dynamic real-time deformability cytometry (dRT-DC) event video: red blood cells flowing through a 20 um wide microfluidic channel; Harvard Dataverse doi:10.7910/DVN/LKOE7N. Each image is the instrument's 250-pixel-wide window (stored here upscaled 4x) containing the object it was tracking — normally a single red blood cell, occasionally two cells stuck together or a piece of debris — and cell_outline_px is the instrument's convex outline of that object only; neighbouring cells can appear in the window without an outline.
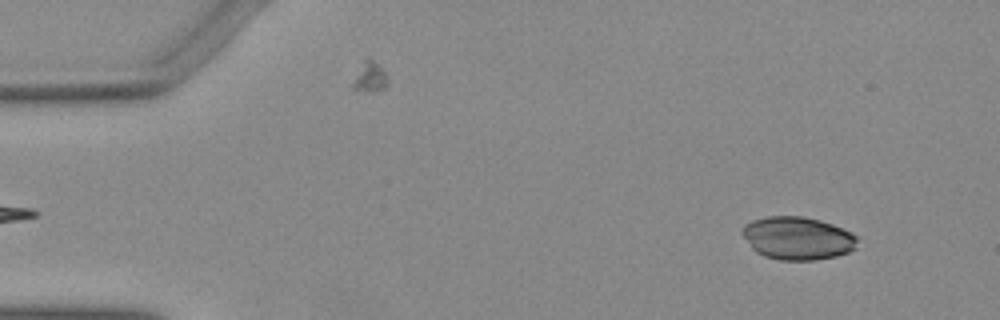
{"species": "Egyptian fruit bat (a non-hibernating species)", "species_latin": "Rousettus aegyptiacus", "temperature_condition": "warm", "stored_images_in_passage": 51, "camera_frame_rate_fps": 3000, "um_per_image_px": 0.085, "animal": {"sex": "female"}, "frame": {"image": 1, "passage_image": 4, "time_ms": 1.0, "image_size_px": [1000, 320], "cell_outline_px": [[856, 248], [848, 252], [836, 256], [812, 260], [780, 260], [764, 256], [756, 252], [752, 248], [740, 232], [744, 224], [752, 220], [768, 216], [804, 216], [820, 220], [832, 224], [852, 232], [856, 236]], "centroid_in_image_um": [67.77, 20.24], "position_along_channel_um": 17.2, "area_um2": 28.9}}
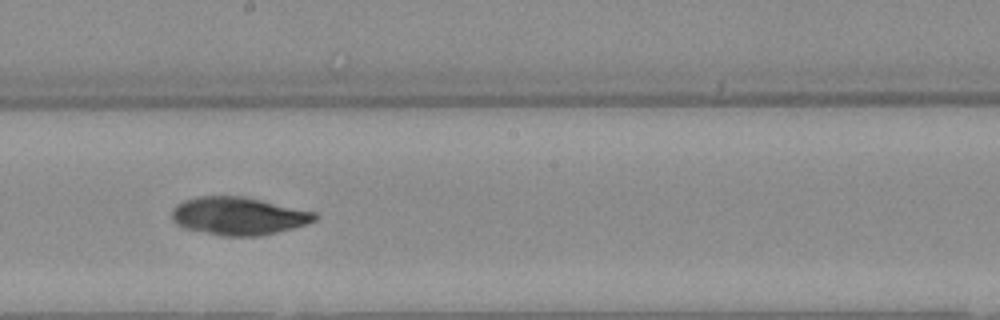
{"frame": {"image": 2, "passage_image": 28, "time_ms": 9.0, "image_size_px": [1000, 320], "cell_outline_px": [[316, 220], [308, 224], [260, 236], [224, 236], [184, 228], [176, 224], [172, 220], [172, 208], [176, 204], [184, 200], [196, 196], [244, 196], [316, 212]], "centroid_in_image_um": [20.25, 18.35], "position_along_channel_um": 228.0, "area_um2": 31.62}}
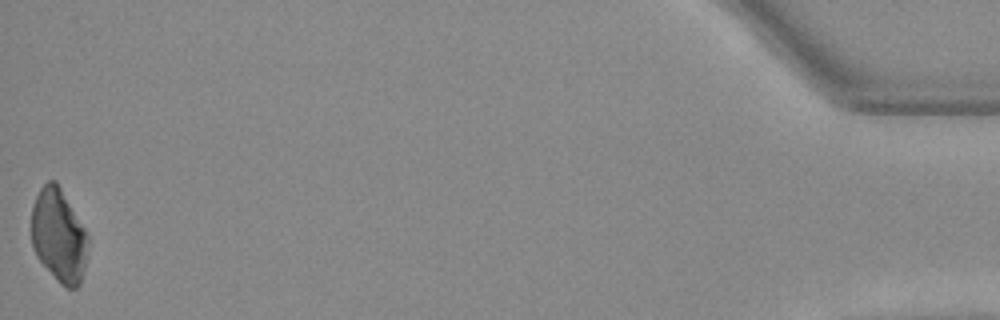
{"frame": {"image": 3, "passage_image": 51, "time_ms": 16.667, "image_size_px": [1000, 320], "cell_outline_px": [[88, 240], [84, 268], [80, 284], [76, 288], [68, 288], [60, 284], [56, 280], [36, 256], [32, 244], [32, 204], [40, 188], [48, 180], [56, 180], [84, 228], [88, 236]], "centroid_in_image_um": [4.98, 20.03], "position_along_channel_um": 430.2, "area_um2": 30.52}}